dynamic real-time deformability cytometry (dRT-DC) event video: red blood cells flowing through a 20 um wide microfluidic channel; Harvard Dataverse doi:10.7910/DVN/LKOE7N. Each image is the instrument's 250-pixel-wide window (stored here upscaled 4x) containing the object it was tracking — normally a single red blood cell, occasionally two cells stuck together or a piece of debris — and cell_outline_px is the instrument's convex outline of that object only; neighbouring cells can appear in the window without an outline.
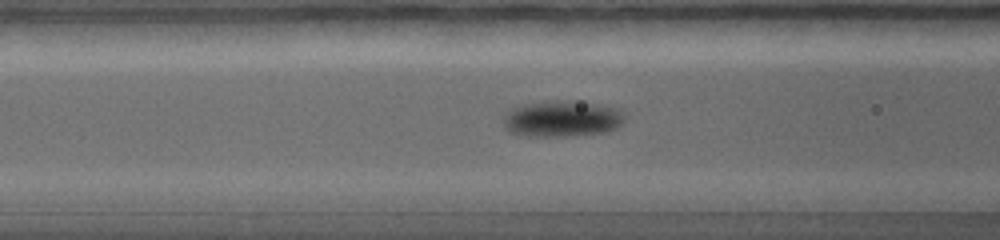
{"species": "common noctule bat (a hibernating species)", "species_latin": "Nyctalus noctula", "temperature_condition": "warm", "stored_images_in_passage": 49, "camera_frame_rate_fps": 5000, "um_per_image_px": 0.085, "animal": {"sex": "female", "body_mass_g": 19.0, "forearm_length_mm": 56.7}, "frame": {"image": 1, "passage_image": 10, "time_ms": 3.6, "image_size_px": [1000, 240], "cell_outline_px": [[620, 120], [616, 124], [608, 128], [592, 132], [516, 132], [508, 124], [508, 112], [512, 108], [524, 104], [544, 100], [572, 100], [600, 104], [616, 108], [620, 116]], "centroid_in_image_um": [47.79, 9.93], "position_along_channel_um": 118.8, "area_um2": 22.25}}
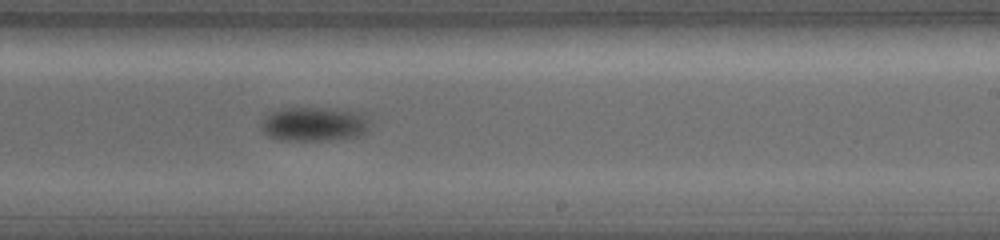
{"frame": {"image": 2, "passage_image": 20, "time_ms": 6.2, "image_size_px": [1000, 240], "cell_outline_px": [[360, 128], [352, 132], [340, 136], [312, 140], [288, 140], [272, 136], [264, 128], [264, 120], [272, 112], [280, 108], [328, 108], [352, 112], [360, 120]], "centroid_in_image_um": [26.39, 10.49], "position_along_channel_um": 262.6, "area_um2": 18.61}}
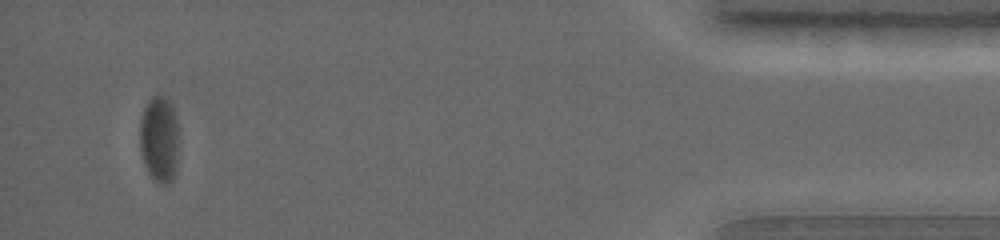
{"frame": {"image": 3, "passage_image": 43, "time_ms": 10.6, "image_size_px": [1000, 240], "cell_outline_px": [[172, 140], [168, 172], [164, 176], [156, 176], [144, 152], [144, 112], [148, 104], [152, 100], [160, 100], [168, 108], [172, 124]], "centroid_in_image_um": [13.42, 11.62], "position_along_channel_um": 421.8, "area_um2": 12.72}}